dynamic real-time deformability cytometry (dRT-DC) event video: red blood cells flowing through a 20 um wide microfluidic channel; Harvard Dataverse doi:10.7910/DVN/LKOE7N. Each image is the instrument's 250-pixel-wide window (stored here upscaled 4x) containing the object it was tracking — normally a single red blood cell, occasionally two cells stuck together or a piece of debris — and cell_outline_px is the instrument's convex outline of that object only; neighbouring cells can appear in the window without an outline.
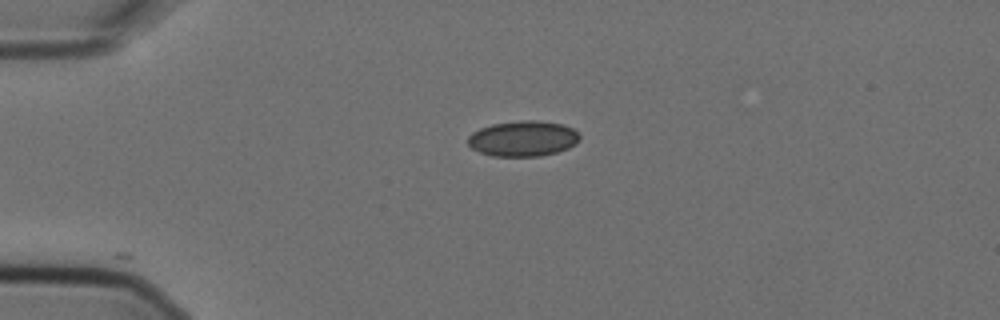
{"species": "Egyptian fruit bat (a non-hibernating species)", "species_latin": "Rousettus aegyptiacus", "temperature_condition": "cold", "stored_images_in_passage": 3, "camera_frame_rate_fps": 3000, "um_per_image_px": 0.085, "animal": {"sex": "female"}, "frame": {"image": 1, "passage_image": 1, "time_ms": 0.0, "image_size_px": [1000, 320], "cell_outline_px": [[580, 140], [576, 144], [568, 148], [556, 152], [540, 156], [492, 156], [480, 152], [472, 148], [468, 144], [468, 136], [472, 132], [480, 128], [492, 124], [520, 120], [540, 120], [564, 124], [572, 128], [580, 136]], "centroid_in_image_um": [44.47, 11.77], "position_along_channel_um": 40.5, "area_um2": 23.29}}
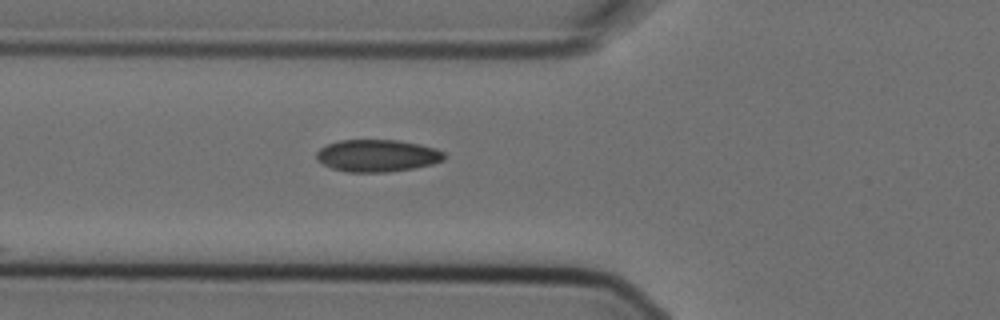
{"frame": {"image": 2, "passage_image": 3, "time_ms": 0.667, "image_size_px": [1000, 320], "cell_outline_px": [[444, 160], [432, 164], [412, 168], [388, 172], [348, 172], [332, 168], [316, 160], [316, 152], [320, 148], [328, 144], [340, 140], [396, 140], [420, 144], [436, 148], [444, 152]], "centroid_in_image_um": [32.06, 13.23], "position_along_channel_um": 93.7, "area_um2": 23.93}}